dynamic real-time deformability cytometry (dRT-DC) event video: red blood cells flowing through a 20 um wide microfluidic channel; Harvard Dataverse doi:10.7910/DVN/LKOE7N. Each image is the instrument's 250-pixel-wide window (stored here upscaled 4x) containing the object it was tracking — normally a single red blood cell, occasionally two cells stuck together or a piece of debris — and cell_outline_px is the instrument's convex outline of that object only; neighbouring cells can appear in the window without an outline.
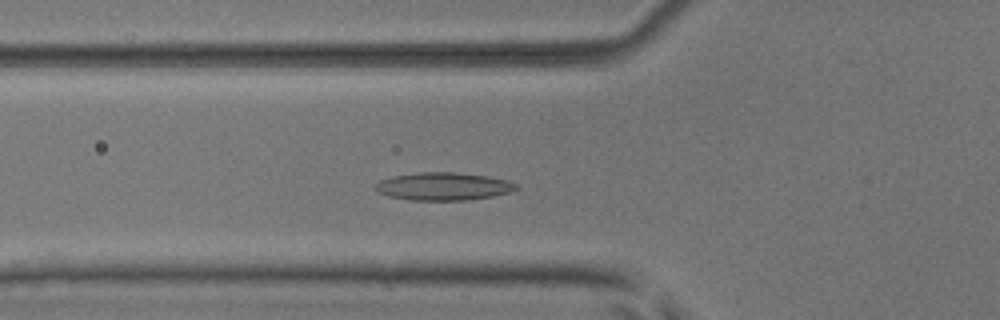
{"species": "common noctule bat (a hibernating species)", "species_latin": "Nyctalus noctula", "temperature_condition": "room temperature", "stored_images_in_passage": 49, "camera_frame_rate_fps": 3000, "um_per_image_px": 0.085, "animal": {"sex": "male", "body_mass_g": 17.9, "forearm_length_mm": 54.2}, "frame": {"image": 1, "passage_image": 16, "time_ms": 5.0, "image_size_px": [1000, 320], "cell_outline_px": [[520, 188], [512, 192], [492, 196], [468, 200], [412, 200], [388, 196], [372, 188], [380, 180], [392, 176], [420, 172], [452, 172], [488, 176], [508, 180], [516, 184]], "centroid_in_image_um": [37.71, 15.84], "position_along_channel_um": 88.1, "area_um2": 22.89}}
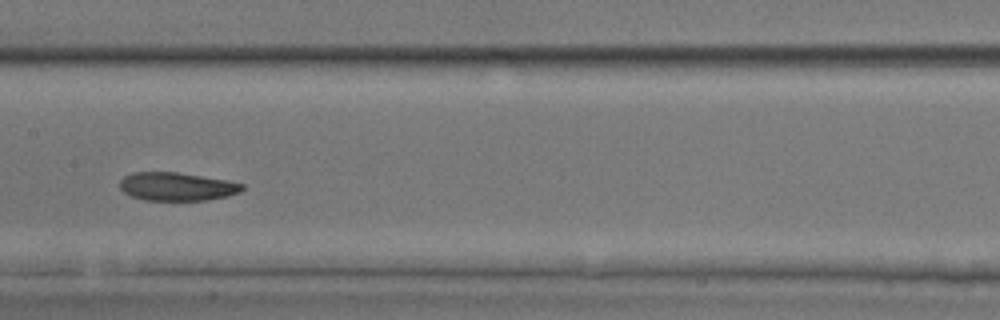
{"frame": {"image": 2, "passage_image": 24, "time_ms": 7.667, "image_size_px": [1000, 320], "cell_outline_px": [[244, 188], [240, 192], [228, 196], [204, 200], [144, 200], [132, 196], [124, 192], [120, 188], [120, 180], [124, 176], [132, 172], [176, 172], [228, 180], [244, 184]], "centroid_in_image_um": [15.04, 15.85], "position_along_channel_um": 192.4, "area_um2": 20.17}}
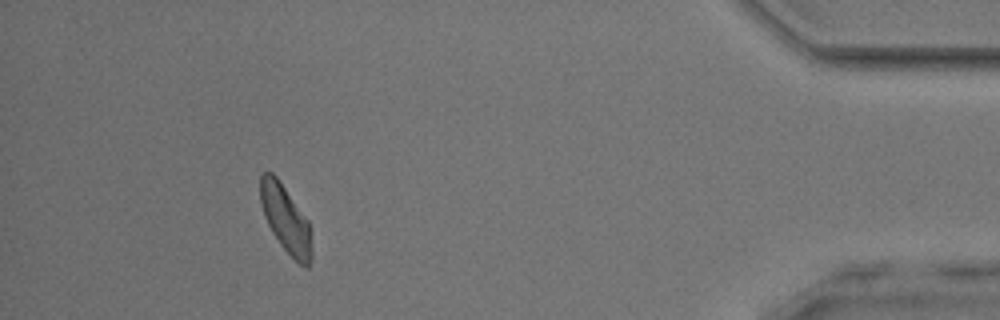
{"frame": {"image": 3, "passage_image": 45, "time_ms": 14.667, "image_size_px": [1000, 320], "cell_outline_px": [[312, 260], [308, 268], [304, 268], [280, 244], [272, 232], [264, 216], [260, 204], [260, 176], [264, 172], [272, 172], [276, 176], [308, 220], [312, 252]], "centroid_in_image_um": [24.27, 18.63], "position_along_channel_um": 410.9, "area_um2": 19.94}, "authors_computed_cell_mechanics": {"area_um2": 20.8658, "velocity_mm_per_s": 3.9123, "shape_relaxation_time_tau1_ms": 7.4482, "shape_relaxation_time_tau2_ms": 9.2089, "deformation_change_tau1": 0.14, "deformation_change_tau2": 0.156}}